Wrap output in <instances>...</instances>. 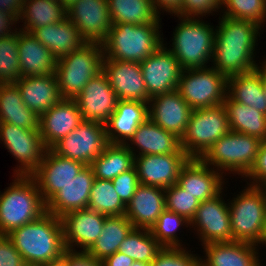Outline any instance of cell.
<instances>
[{
	"label": "cell",
	"mask_w": 266,
	"mask_h": 266,
	"mask_svg": "<svg viewBox=\"0 0 266 266\" xmlns=\"http://www.w3.org/2000/svg\"><path fill=\"white\" fill-rule=\"evenodd\" d=\"M190 158L180 153L150 154L134 157L140 184L166 189L177 184L181 168Z\"/></svg>",
	"instance_id": "obj_17"
},
{
	"label": "cell",
	"mask_w": 266,
	"mask_h": 266,
	"mask_svg": "<svg viewBox=\"0 0 266 266\" xmlns=\"http://www.w3.org/2000/svg\"><path fill=\"white\" fill-rule=\"evenodd\" d=\"M30 33L57 59L78 50L87 43L68 18L59 23L33 29Z\"/></svg>",
	"instance_id": "obj_31"
},
{
	"label": "cell",
	"mask_w": 266,
	"mask_h": 266,
	"mask_svg": "<svg viewBox=\"0 0 266 266\" xmlns=\"http://www.w3.org/2000/svg\"><path fill=\"white\" fill-rule=\"evenodd\" d=\"M163 43L153 54L143 60L141 71L150 97L177 89L182 67Z\"/></svg>",
	"instance_id": "obj_16"
},
{
	"label": "cell",
	"mask_w": 266,
	"mask_h": 266,
	"mask_svg": "<svg viewBox=\"0 0 266 266\" xmlns=\"http://www.w3.org/2000/svg\"><path fill=\"white\" fill-rule=\"evenodd\" d=\"M129 141L125 145L134 157L180 153L183 150L178 137L153 123L149 118L139 125Z\"/></svg>",
	"instance_id": "obj_26"
},
{
	"label": "cell",
	"mask_w": 266,
	"mask_h": 266,
	"mask_svg": "<svg viewBox=\"0 0 266 266\" xmlns=\"http://www.w3.org/2000/svg\"><path fill=\"white\" fill-rule=\"evenodd\" d=\"M177 90L192 109L214 107L227 96V78L212 66L183 70Z\"/></svg>",
	"instance_id": "obj_10"
},
{
	"label": "cell",
	"mask_w": 266,
	"mask_h": 266,
	"mask_svg": "<svg viewBox=\"0 0 266 266\" xmlns=\"http://www.w3.org/2000/svg\"><path fill=\"white\" fill-rule=\"evenodd\" d=\"M227 96L238 103L255 108L266 115V100L261 73L256 69L227 79Z\"/></svg>",
	"instance_id": "obj_34"
},
{
	"label": "cell",
	"mask_w": 266,
	"mask_h": 266,
	"mask_svg": "<svg viewBox=\"0 0 266 266\" xmlns=\"http://www.w3.org/2000/svg\"><path fill=\"white\" fill-rule=\"evenodd\" d=\"M94 179L92 168L86 165L46 203V211L60 218L71 211L87 208Z\"/></svg>",
	"instance_id": "obj_25"
},
{
	"label": "cell",
	"mask_w": 266,
	"mask_h": 266,
	"mask_svg": "<svg viewBox=\"0 0 266 266\" xmlns=\"http://www.w3.org/2000/svg\"><path fill=\"white\" fill-rule=\"evenodd\" d=\"M87 208L107 216H122L126 212L112 180L94 179Z\"/></svg>",
	"instance_id": "obj_40"
},
{
	"label": "cell",
	"mask_w": 266,
	"mask_h": 266,
	"mask_svg": "<svg viewBox=\"0 0 266 266\" xmlns=\"http://www.w3.org/2000/svg\"><path fill=\"white\" fill-rule=\"evenodd\" d=\"M108 6L112 24H149L160 17L152 0H108Z\"/></svg>",
	"instance_id": "obj_38"
},
{
	"label": "cell",
	"mask_w": 266,
	"mask_h": 266,
	"mask_svg": "<svg viewBox=\"0 0 266 266\" xmlns=\"http://www.w3.org/2000/svg\"><path fill=\"white\" fill-rule=\"evenodd\" d=\"M243 179H249L250 182H246L252 186L263 187L266 184V139L261 142L255 162Z\"/></svg>",
	"instance_id": "obj_48"
},
{
	"label": "cell",
	"mask_w": 266,
	"mask_h": 266,
	"mask_svg": "<svg viewBox=\"0 0 266 266\" xmlns=\"http://www.w3.org/2000/svg\"><path fill=\"white\" fill-rule=\"evenodd\" d=\"M67 18V9L60 1L25 0L18 23L20 30L30 33L33 29L59 23Z\"/></svg>",
	"instance_id": "obj_35"
},
{
	"label": "cell",
	"mask_w": 266,
	"mask_h": 266,
	"mask_svg": "<svg viewBox=\"0 0 266 266\" xmlns=\"http://www.w3.org/2000/svg\"><path fill=\"white\" fill-rule=\"evenodd\" d=\"M7 236L27 265L47 263L66 251L61 219L47 211Z\"/></svg>",
	"instance_id": "obj_2"
},
{
	"label": "cell",
	"mask_w": 266,
	"mask_h": 266,
	"mask_svg": "<svg viewBox=\"0 0 266 266\" xmlns=\"http://www.w3.org/2000/svg\"><path fill=\"white\" fill-rule=\"evenodd\" d=\"M221 172L200 159H189L181 168L178 184L200 202L216 197L226 185Z\"/></svg>",
	"instance_id": "obj_23"
},
{
	"label": "cell",
	"mask_w": 266,
	"mask_h": 266,
	"mask_svg": "<svg viewBox=\"0 0 266 266\" xmlns=\"http://www.w3.org/2000/svg\"><path fill=\"white\" fill-rule=\"evenodd\" d=\"M266 247V226H265V230H264V234H263V244Z\"/></svg>",
	"instance_id": "obj_59"
},
{
	"label": "cell",
	"mask_w": 266,
	"mask_h": 266,
	"mask_svg": "<svg viewBox=\"0 0 266 266\" xmlns=\"http://www.w3.org/2000/svg\"><path fill=\"white\" fill-rule=\"evenodd\" d=\"M163 246L153 237L150 229L133 228L118 249L134 261L152 263Z\"/></svg>",
	"instance_id": "obj_39"
},
{
	"label": "cell",
	"mask_w": 266,
	"mask_h": 266,
	"mask_svg": "<svg viewBox=\"0 0 266 266\" xmlns=\"http://www.w3.org/2000/svg\"><path fill=\"white\" fill-rule=\"evenodd\" d=\"M218 23L212 67L227 79L256 70L259 64L255 61V49L263 32L262 28L254 22L230 18L221 13Z\"/></svg>",
	"instance_id": "obj_1"
},
{
	"label": "cell",
	"mask_w": 266,
	"mask_h": 266,
	"mask_svg": "<svg viewBox=\"0 0 266 266\" xmlns=\"http://www.w3.org/2000/svg\"><path fill=\"white\" fill-rule=\"evenodd\" d=\"M112 182L116 193L127 206L136 192L137 187L140 185L135 166L128 171L122 172L120 175L115 177Z\"/></svg>",
	"instance_id": "obj_47"
},
{
	"label": "cell",
	"mask_w": 266,
	"mask_h": 266,
	"mask_svg": "<svg viewBox=\"0 0 266 266\" xmlns=\"http://www.w3.org/2000/svg\"><path fill=\"white\" fill-rule=\"evenodd\" d=\"M18 161L13 174L31 176L43 160L47 150L39 129H25L9 123H0V143Z\"/></svg>",
	"instance_id": "obj_11"
},
{
	"label": "cell",
	"mask_w": 266,
	"mask_h": 266,
	"mask_svg": "<svg viewBox=\"0 0 266 266\" xmlns=\"http://www.w3.org/2000/svg\"><path fill=\"white\" fill-rule=\"evenodd\" d=\"M133 228V224L125 215L107 216L100 236L87 252L97 260L103 261L118 251L120 244Z\"/></svg>",
	"instance_id": "obj_37"
},
{
	"label": "cell",
	"mask_w": 266,
	"mask_h": 266,
	"mask_svg": "<svg viewBox=\"0 0 266 266\" xmlns=\"http://www.w3.org/2000/svg\"><path fill=\"white\" fill-rule=\"evenodd\" d=\"M75 1H76V0H60V3H61L66 9H68L69 7H71V6L74 4Z\"/></svg>",
	"instance_id": "obj_57"
},
{
	"label": "cell",
	"mask_w": 266,
	"mask_h": 266,
	"mask_svg": "<svg viewBox=\"0 0 266 266\" xmlns=\"http://www.w3.org/2000/svg\"><path fill=\"white\" fill-rule=\"evenodd\" d=\"M103 266H131L134 260L122 252H115L106 257L103 261Z\"/></svg>",
	"instance_id": "obj_54"
},
{
	"label": "cell",
	"mask_w": 266,
	"mask_h": 266,
	"mask_svg": "<svg viewBox=\"0 0 266 266\" xmlns=\"http://www.w3.org/2000/svg\"><path fill=\"white\" fill-rule=\"evenodd\" d=\"M84 121L106 124L116 109L118 98L101 71L92 78L74 99Z\"/></svg>",
	"instance_id": "obj_18"
},
{
	"label": "cell",
	"mask_w": 266,
	"mask_h": 266,
	"mask_svg": "<svg viewBox=\"0 0 266 266\" xmlns=\"http://www.w3.org/2000/svg\"><path fill=\"white\" fill-rule=\"evenodd\" d=\"M147 118L148 103L118 100L115 111L105 124L108 143L126 144Z\"/></svg>",
	"instance_id": "obj_27"
},
{
	"label": "cell",
	"mask_w": 266,
	"mask_h": 266,
	"mask_svg": "<svg viewBox=\"0 0 266 266\" xmlns=\"http://www.w3.org/2000/svg\"><path fill=\"white\" fill-rule=\"evenodd\" d=\"M203 246L205 256H200L202 257L200 266H262L263 264L258 255L259 245L231 241Z\"/></svg>",
	"instance_id": "obj_24"
},
{
	"label": "cell",
	"mask_w": 266,
	"mask_h": 266,
	"mask_svg": "<svg viewBox=\"0 0 266 266\" xmlns=\"http://www.w3.org/2000/svg\"><path fill=\"white\" fill-rule=\"evenodd\" d=\"M183 0H152L155 12L160 16L161 11L175 16L182 8Z\"/></svg>",
	"instance_id": "obj_51"
},
{
	"label": "cell",
	"mask_w": 266,
	"mask_h": 266,
	"mask_svg": "<svg viewBox=\"0 0 266 266\" xmlns=\"http://www.w3.org/2000/svg\"><path fill=\"white\" fill-rule=\"evenodd\" d=\"M108 144L105 124L83 121L51 149L58 155L90 165Z\"/></svg>",
	"instance_id": "obj_12"
},
{
	"label": "cell",
	"mask_w": 266,
	"mask_h": 266,
	"mask_svg": "<svg viewBox=\"0 0 266 266\" xmlns=\"http://www.w3.org/2000/svg\"><path fill=\"white\" fill-rule=\"evenodd\" d=\"M103 57L102 44L85 43L78 50L57 59L55 75L63 99H75L102 71Z\"/></svg>",
	"instance_id": "obj_8"
},
{
	"label": "cell",
	"mask_w": 266,
	"mask_h": 266,
	"mask_svg": "<svg viewBox=\"0 0 266 266\" xmlns=\"http://www.w3.org/2000/svg\"><path fill=\"white\" fill-rule=\"evenodd\" d=\"M21 78L17 31L0 38V83H14Z\"/></svg>",
	"instance_id": "obj_43"
},
{
	"label": "cell",
	"mask_w": 266,
	"mask_h": 266,
	"mask_svg": "<svg viewBox=\"0 0 266 266\" xmlns=\"http://www.w3.org/2000/svg\"><path fill=\"white\" fill-rule=\"evenodd\" d=\"M229 131L227 113L223 104L193 109L180 145L190 159H200Z\"/></svg>",
	"instance_id": "obj_9"
},
{
	"label": "cell",
	"mask_w": 266,
	"mask_h": 266,
	"mask_svg": "<svg viewBox=\"0 0 266 266\" xmlns=\"http://www.w3.org/2000/svg\"><path fill=\"white\" fill-rule=\"evenodd\" d=\"M261 142L254 136L230 130L217 140L200 160L224 176L232 173L233 176L238 174L243 178L253 166Z\"/></svg>",
	"instance_id": "obj_7"
},
{
	"label": "cell",
	"mask_w": 266,
	"mask_h": 266,
	"mask_svg": "<svg viewBox=\"0 0 266 266\" xmlns=\"http://www.w3.org/2000/svg\"><path fill=\"white\" fill-rule=\"evenodd\" d=\"M181 226L186 228L189 226L190 229V221L177 213L165 209L150 231L163 247H184L183 240L177 236Z\"/></svg>",
	"instance_id": "obj_41"
},
{
	"label": "cell",
	"mask_w": 266,
	"mask_h": 266,
	"mask_svg": "<svg viewBox=\"0 0 266 266\" xmlns=\"http://www.w3.org/2000/svg\"><path fill=\"white\" fill-rule=\"evenodd\" d=\"M67 18L87 43L102 44L112 25L108 0H76L67 9Z\"/></svg>",
	"instance_id": "obj_14"
},
{
	"label": "cell",
	"mask_w": 266,
	"mask_h": 266,
	"mask_svg": "<svg viewBox=\"0 0 266 266\" xmlns=\"http://www.w3.org/2000/svg\"><path fill=\"white\" fill-rule=\"evenodd\" d=\"M18 55L22 77L55 74L57 58L31 33L18 30Z\"/></svg>",
	"instance_id": "obj_30"
},
{
	"label": "cell",
	"mask_w": 266,
	"mask_h": 266,
	"mask_svg": "<svg viewBox=\"0 0 266 266\" xmlns=\"http://www.w3.org/2000/svg\"><path fill=\"white\" fill-rule=\"evenodd\" d=\"M24 1L25 0H0V11L9 13L19 20Z\"/></svg>",
	"instance_id": "obj_53"
},
{
	"label": "cell",
	"mask_w": 266,
	"mask_h": 266,
	"mask_svg": "<svg viewBox=\"0 0 266 266\" xmlns=\"http://www.w3.org/2000/svg\"><path fill=\"white\" fill-rule=\"evenodd\" d=\"M12 181L3 193L0 191V235L6 236L46 212L32 176L13 175Z\"/></svg>",
	"instance_id": "obj_4"
},
{
	"label": "cell",
	"mask_w": 266,
	"mask_h": 266,
	"mask_svg": "<svg viewBox=\"0 0 266 266\" xmlns=\"http://www.w3.org/2000/svg\"><path fill=\"white\" fill-rule=\"evenodd\" d=\"M222 15L254 22L261 28L266 24V0H222Z\"/></svg>",
	"instance_id": "obj_42"
},
{
	"label": "cell",
	"mask_w": 266,
	"mask_h": 266,
	"mask_svg": "<svg viewBox=\"0 0 266 266\" xmlns=\"http://www.w3.org/2000/svg\"><path fill=\"white\" fill-rule=\"evenodd\" d=\"M21 254L15 249L11 239L0 235V266H26Z\"/></svg>",
	"instance_id": "obj_49"
},
{
	"label": "cell",
	"mask_w": 266,
	"mask_h": 266,
	"mask_svg": "<svg viewBox=\"0 0 266 266\" xmlns=\"http://www.w3.org/2000/svg\"><path fill=\"white\" fill-rule=\"evenodd\" d=\"M165 209V189L140 184L126 206L125 216L134 228L151 229Z\"/></svg>",
	"instance_id": "obj_28"
},
{
	"label": "cell",
	"mask_w": 266,
	"mask_h": 266,
	"mask_svg": "<svg viewBox=\"0 0 266 266\" xmlns=\"http://www.w3.org/2000/svg\"><path fill=\"white\" fill-rule=\"evenodd\" d=\"M223 105L231 131L266 139V115L255 108L238 103L226 96Z\"/></svg>",
	"instance_id": "obj_33"
},
{
	"label": "cell",
	"mask_w": 266,
	"mask_h": 266,
	"mask_svg": "<svg viewBox=\"0 0 266 266\" xmlns=\"http://www.w3.org/2000/svg\"><path fill=\"white\" fill-rule=\"evenodd\" d=\"M14 83L24 104L39 116L63 99L55 74L22 77Z\"/></svg>",
	"instance_id": "obj_29"
},
{
	"label": "cell",
	"mask_w": 266,
	"mask_h": 266,
	"mask_svg": "<svg viewBox=\"0 0 266 266\" xmlns=\"http://www.w3.org/2000/svg\"><path fill=\"white\" fill-rule=\"evenodd\" d=\"M131 266H151V263L134 261Z\"/></svg>",
	"instance_id": "obj_58"
},
{
	"label": "cell",
	"mask_w": 266,
	"mask_h": 266,
	"mask_svg": "<svg viewBox=\"0 0 266 266\" xmlns=\"http://www.w3.org/2000/svg\"><path fill=\"white\" fill-rule=\"evenodd\" d=\"M40 116L22 101L15 83H0V123L13 124L25 129H39Z\"/></svg>",
	"instance_id": "obj_32"
},
{
	"label": "cell",
	"mask_w": 266,
	"mask_h": 266,
	"mask_svg": "<svg viewBox=\"0 0 266 266\" xmlns=\"http://www.w3.org/2000/svg\"><path fill=\"white\" fill-rule=\"evenodd\" d=\"M102 71L118 100L149 103L151 97L147 93L140 63L103 57Z\"/></svg>",
	"instance_id": "obj_20"
},
{
	"label": "cell",
	"mask_w": 266,
	"mask_h": 266,
	"mask_svg": "<svg viewBox=\"0 0 266 266\" xmlns=\"http://www.w3.org/2000/svg\"><path fill=\"white\" fill-rule=\"evenodd\" d=\"M83 117L74 99H62L40 116L39 131L47 149L75 130Z\"/></svg>",
	"instance_id": "obj_22"
},
{
	"label": "cell",
	"mask_w": 266,
	"mask_h": 266,
	"mask_svg": "<svg viewBox=\"0 0 266 266\" xmlns=\"http://www.w3.org/2000/svg\"><path fill=\"white\" fill-rule=\"evenodd\" d=\"M200 258L186 247H163L151 266H200Z\"/></svg>",
	"instance_id": "obj_45"
},
{
	"label": "cell",
	"mask_w": 266,
	"mask_h": 266,
	"mask_svg": "<svg viewBox=\"0 0 266 266\" xmlns=\"http://www.w3.org/2000/svg\"><path fill=\"white\" fill-rule=\"evenodd\" d=\"M221 5L222 0H183L182 8L175 16L203 18L206 15H215Z\"/></svg>",
	"instance_id": "obj_46"
},
{
	"label": "cell",
	"mask_w": 266,
	"mask_h": 266,
	"mask_svg": "<svg viewBox=\"0 0 266 266\" xmlns=\"http://www.w3.org/2000/svg\"><path fill=\"white\" fill-rule=\"evenodd\" d=\"M192 112L193 109L177 89L155 95L148 103L149 119L180 140L187 129Z\"/></svg>",
	"instance_id": "obj_21"
},
{
	"label": "cell",
	"mask_w": 266,
	"mask_h": 266,
	"mask_svg": "<svg viewBox=\"0 0 266 266\" xmlns=\"http://www.w3.org/2000/svg\"><path fill=\"white\" fill-rule=\"evenodd\" d=\"M86 165L80 161L62 157L47 149L42 162L31 175L38 185L46 204L56 193L76 177Z\"/></svg>",
	"instance_id": "obj_15"
},
{
	"label": "cell",
	"mask_w": 266,
	"mask_h": 266,
	"mask_svg": "<svg viewBox=\"0 0 266 266\" xmlns=\"http://www.w3.org/2000/svg\"><path fill=\"white\" fill-rule=\"evenodd\" d=\"M161 20L159 17L149 24H112L102 43L104 57L141 63L164 43Z\"/></svg>",
	"instance_id": "obj_3"
},
{
	"label": "cell",
	"mask_w": 266,
	"mask_h": 266,
	"mask_svg": "<svg viewBox=\"0 0 266 266\" xmlns=\"http://www.w3.org/2000/svg\"><path fill=\"white\" fill-rule=\"evenodd\" d=\"M262 60V62H259L260 65L257 66V70L261 73L262 89L266 100V58Z\"/></svg>",
	"instance_id": "obj_56"
},
{
	"label": "cell",
	"mask_w": 266,
	"mask_h": 266,
	"mask_svg": "<svg viewBox=\"0 0 266 266\" xmlns=\"http://www.w3.org/2000/svg\"><path fill=\"white\" fill-rule=\"evenodd\" d=\"M18 20L9 13H3L0 11V38H5L19 30L16 27ZM13 25H15L13 29Z\"/></svg>",
	"instance_id": "obj_52"
},
{
	"label": "cell",
	"mask_w": 266,
	"mask_h": 266,
	"mask_svg": "<svg viewBox=\"0 0 266 266\" xmlns=\"http://www.w3.org/2000/svg\"><path fill=\"white\" fill-rule=\"evenodd\" d=\"M40 266H69V250L66 249L60 258L43 263Z\"/></svg>",
	"instance_id": "obj_55"
},
{
	"label": "cell",
	"mask_w": 266,
	"mask_h": 266,
	"mask_svg": "<svg viewBox=\"0 0 266 266\" xmlns=\"http://www.w3.org/2000/svg\"><path fill=\"white\" fill-rule=\"evenodd\" d=\"M107 215L89 208L71 211L62 217L63 240L68 250L88 251L101 234Z\"/></svg>",
	"instance_id": "obj_19"
},
{
	"label": "cell",
	"mask_w": 266,
	"mask_h": 266,
	"mask_svg": "<svg viewBox=\"0 0 266 266\" xmlns=\"http://www.w3.org/2000/svg\"><path fill=\"white\" fill-rule=\"evenodd\" d=\"M89 166L95 179L113 180L134 166V155L125 144L108 143Z\"/></svg>",
	"instance_id": "obj_36"
},
{
	"label": "cell",
	"mask_w": 266,
	"mask_h": 266,
	"mask_svg": "<svg viewBox=\"0 0 266 266\" xmlns=\"http://www.w3.org/2000/svg\"><path fill=\"white\" fill-rule=\"evenodd\" d=\"M176 18L180 21L175 32L173 31L172 45L167 49L179 61L182 70L210 66L216 28L202 18L180 16Z\"/></svg>",
	"instance_id": "obj_5"
},
{
	"label": "cell",
	"mask_w": 266,
	"mask_h": 266,
	"mask_svg": "<svg viewBox=\"0 0 266 266\" xmlns=\"http://www.w3.org/2000/svg\"><path fill=\"white\" fill-rule=\"evenodd\" d=\"M223 192L200 202L190 222V228L197 231L202 247L205 244L233 241L228 202H225Z\"/></svg>",
	"instance_id": "obj_13"
},
{
	"label": "cell",
	"mask_w": 266,
	"mask_h": 266,
	"mask_svg": "<svg viewBox=\"0 0 266 266\" xmlns=\"http://www.w3.org/2000/svg\"><path fill=\"white\" fill-rule=\"evenodd\" d=\"M228 201L233 241L262 246L266 226V190L248 185Z\"/></svg>",
	"instance_id": "obj_6"
},
{
	"label": "cell",
	"mask_w": 266,
	"mask_h": 266,
	"mask_svg": "<svg viewBox=\"0 0 266 266\" xmlns=\"http://www.w3.org/2000/svg\"><path fill=\"white\" fill-rule=\"evenodd\" d=\"M200 201L186 192L178 183L165 189V208L191 222Z\"/></svg>",
	"instance_id": "obj_44"
},
{
	"label": "cell",
	"mask_w": 266,
	"mask_h": 266,
	"mask_svg": "<svg viewBox=\"0 0 266 266\" xmlns=\"http://www.w3.org/2000/svg\"><path fill=\"white\" fill-rule=\"evenodd\" d=\"M69 266H103V262L86 251L69 250Z\"/></svg>",
	"instance_id": "obj_50"
}]
</instances>
